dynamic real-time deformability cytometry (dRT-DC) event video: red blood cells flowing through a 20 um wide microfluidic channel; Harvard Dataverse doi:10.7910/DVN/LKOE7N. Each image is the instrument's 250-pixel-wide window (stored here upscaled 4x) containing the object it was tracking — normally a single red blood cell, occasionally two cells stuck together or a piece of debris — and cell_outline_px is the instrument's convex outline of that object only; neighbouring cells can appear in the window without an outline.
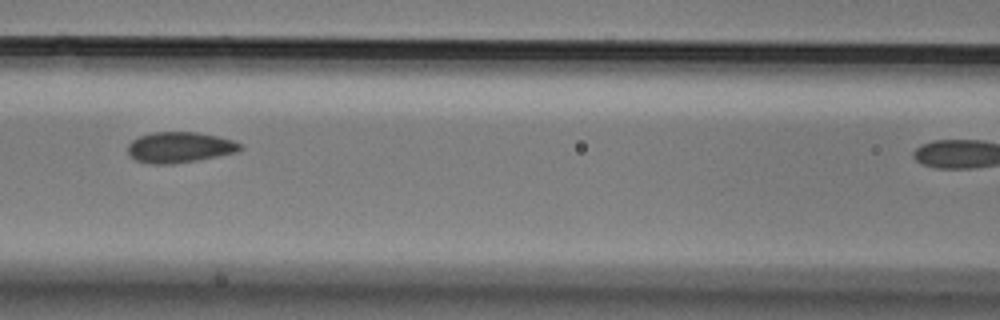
{"species": "Egyptian fruit bat (a non-hibernating species)", "species_latin": "Rousettus aegyptiacus", "temperature_condition": "cold", "stored_images_in_passage": 4, "camera_frame_rate_fps": 3000, "um_per_image_px": 0.085, "animal": {"sex": "male"}, "frame": {"image": 1, "passage_image": 3, "time_ms": 0.667, "image_size_px": [1000, 320], "cell_outline_px": [[244, 148], [236, 152], [196, 160], [172, 164], [152, 164], [136, 160], [128, 156], [128, 144], [132, 140], [140, 136], [152, 132], [196, 132], [216, 136], [232, 140], [244, 144]], "centroid_in_image_um": [15.26, 12.52], "position_along_channel_um": 151.3, "area_um2": 20.11}}